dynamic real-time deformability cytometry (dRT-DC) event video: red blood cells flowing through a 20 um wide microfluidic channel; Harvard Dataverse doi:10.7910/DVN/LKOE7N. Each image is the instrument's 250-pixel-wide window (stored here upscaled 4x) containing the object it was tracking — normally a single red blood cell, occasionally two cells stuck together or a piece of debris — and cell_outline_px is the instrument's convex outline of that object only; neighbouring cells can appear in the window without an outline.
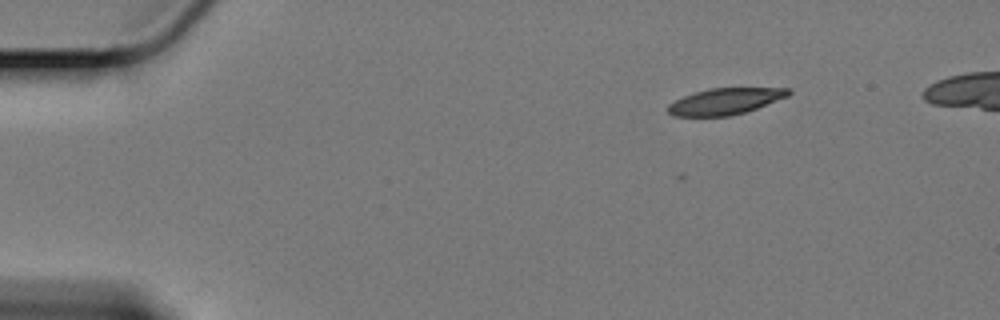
{"species": "Egyptian fruit bat (a non-hibernating species)", "species_latin": "Rousettus aegyptiacus", "temperature_condition": "cold", "stored_images_in_passage": 13, "camera_frame_rate_fps": 3000, "um_per_image_px": 0.085, "animal": {"sex": "female"}, "frame": {"image": 1, "passage_image": 13, "time_ms": 4.0, "image_size_px": [1000, 320], "cell_outline_px": [[792, 92], [788, 96], [756, 108], [744, 112], [728, 116], [672, 116], [668, 112], [668, 104], [684, 96], [708, 88], [792, 88]], "centroid_in_image_um": [61.64, 8.61], "position_along_channel_um": 23.4, "area_um2": 18.32}}